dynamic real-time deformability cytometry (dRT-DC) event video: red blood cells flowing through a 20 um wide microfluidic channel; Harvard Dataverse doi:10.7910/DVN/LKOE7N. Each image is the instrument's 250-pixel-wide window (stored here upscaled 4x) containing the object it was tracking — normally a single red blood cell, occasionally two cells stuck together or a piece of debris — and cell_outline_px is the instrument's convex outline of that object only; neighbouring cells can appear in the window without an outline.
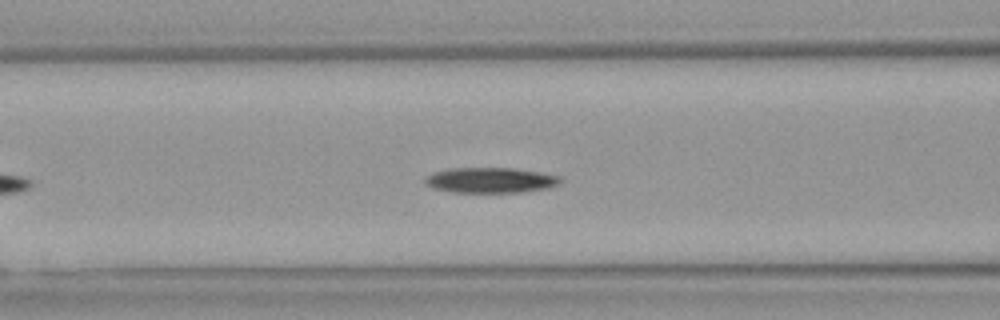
{"species": "Egyptian fruit bat (a non-hibernating species)", "species_latin": "Rousettus aegyptiacus", "temperature_condition": "warm", "stored_images_in_passage": 33, "camera_frame_rate_fps": 3000, "um_per_image_px": 0.085, "animal": {"sex": "female"}, "frame": {"image": 1, "passage_image": 10, "time_ms": 3.0, "image_size_px": [1000, 320], "cell_outline_px": [[564, 180], [548, 188], [524, 192], [452, 192], [432, 188], [424, 184], [424, 176], [432, 172], [448, 168], [516, 168], [540, 172], [560, 176]], "centroid_in_image_um": [41.65, 15.31], "position_along_channel_um": 125.0, "area_um2": 20.29}, "authors_computed_cell_mechanics": {"area_um2": 20.6346, "velocity_mm_per_s": 4.0815, "shape_relaxation_time_tau1_ms": 5.8645, "shape_relaxation_time_tau2_ms": null, "deformation_change_tau1": 0.1623, "deformation_change_tau2": null}}